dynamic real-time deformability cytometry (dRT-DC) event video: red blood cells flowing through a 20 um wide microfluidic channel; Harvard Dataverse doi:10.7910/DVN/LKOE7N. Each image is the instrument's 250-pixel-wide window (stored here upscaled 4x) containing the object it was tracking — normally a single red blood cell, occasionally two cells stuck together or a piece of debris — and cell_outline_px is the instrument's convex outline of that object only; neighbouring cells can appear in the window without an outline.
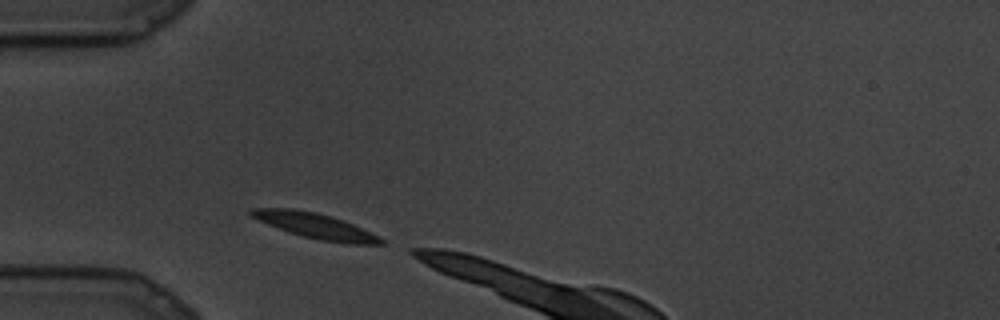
{"species": "common noctule bat (a hibernating species)", "species_latin": "Nyctalus noctula", "temperature_condition": "cold", "stored_images_in_passage": 8, "camera_frame_rate_fps": 3000, "um_per_image_px": 0.085, "animal": {"sex": "male", "body_mass_g": 19.5, "forearm_length_mm": 54.6}, "frame": {"image": 1, "passage_image": 1, "time_ms": 0.0, "image_size_px": [1000, 320], "cell_outline_px": [[388, 244], [348, 244], [320, 240], [304, 236], [268, 224], [248, 216], [248, 212], [252, 208], [292, 208], [316, 212], [332, 216], [352, 224], [380, 236]], "centroid_in_image_um": [26.82, 19.19], "position_along_channel_um": 58.2, "area_um2": 19.07}}
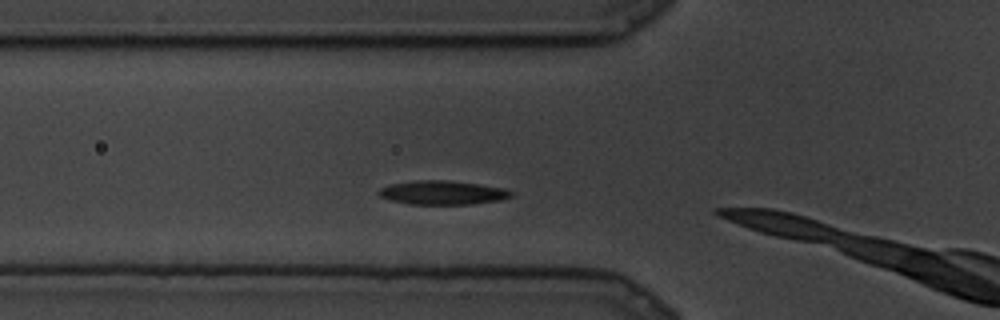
{"frame": {"image": 2, "passage_image": 6, "time_ms": 1.667, "image_size_px": [1000, 320], "cell_outline_px": [[512, 196], [500, 200], [472, 204], [412, 204], [392, 200], [380, 196], [376, 192], [380, 188], [388, 184], [416, 180], [448, 180], [480, 184], [504, 188], [512, 192]], "centroid_in_image_um": [37.6, 16.36], "position_along_channel_um": 88.2, "area_um2": 18.44}}